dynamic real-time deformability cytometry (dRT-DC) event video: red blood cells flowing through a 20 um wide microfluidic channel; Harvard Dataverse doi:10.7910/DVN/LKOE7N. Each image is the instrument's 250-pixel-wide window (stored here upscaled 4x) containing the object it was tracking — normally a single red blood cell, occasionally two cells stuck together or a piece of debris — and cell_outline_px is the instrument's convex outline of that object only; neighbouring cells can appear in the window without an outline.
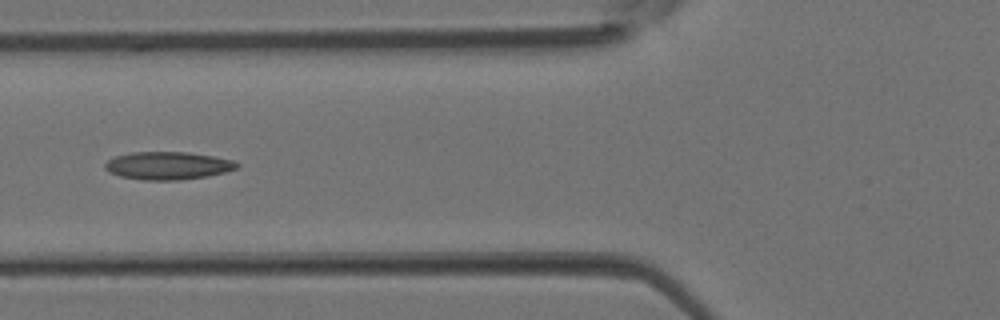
{"species": "Egyptian fruit bat (a non-hibernating species)", "species_latin": "Rousettus aegyptiacus", "temperature_condition": "room temperature", "stored_images_in_passage": 4, "camera_frame_rate_fps": 3000, "um_per_image_px": 0.085, "animal": {"sex": "female"}, "frame": {"image": 1, "passage_image": 4, "time_ms": 1.0, "image_size_px": [1000, 320], "cell_outline_px": [[240, 164], [236, 168], [224, 172], [208, 176], [180, 180], [144, 180], [120, 176], [108, 172], [104, 168], [104, 164], [108, 160], [116, 156], [128, 152], [188, 152], [212, 156], [232, 160]], "centroid_in_image_um": [14.23, 14.08], "position_along_channel_um": 111.6, "area_um2": 21.39}}